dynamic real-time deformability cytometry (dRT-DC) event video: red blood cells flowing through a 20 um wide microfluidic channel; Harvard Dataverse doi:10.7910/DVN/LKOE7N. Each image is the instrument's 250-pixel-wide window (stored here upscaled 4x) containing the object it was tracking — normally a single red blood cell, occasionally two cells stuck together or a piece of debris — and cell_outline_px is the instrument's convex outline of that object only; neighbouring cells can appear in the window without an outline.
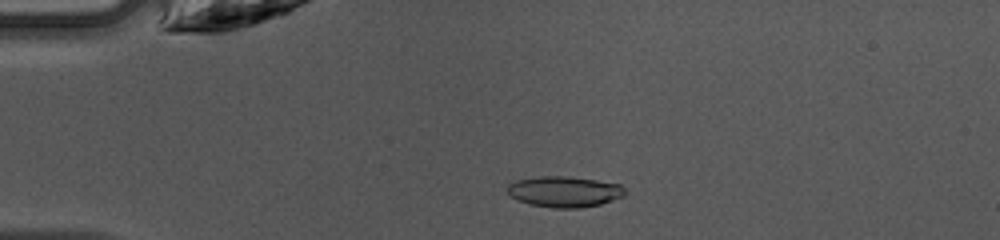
{"species": "common noctule bat (a hibernating species)", "species_latin": "Nyctalus noctula", "temperature_condition": "warm", "stored_images_in_passage": 48, "camera_frame_rate_fps": 3000, "um_per_image_px": 0.085, "animal": {"sex": "female", "body_mass_g": 10.0, "forearm_length_mm": 53.1}, "frame": {"image": 1, "passage_image": 11, "time_ms": 3.333, "image_size_px": [1000, 240], "cell_outline_px": [[624, 196], [600, 204], [580, 208], [552, 208], [528, 204], [512, 196], [508, 192], [508, 184], [516, 180], [536, 176], [568, 176], [596, 180], [620, 184], [624, 188]], "centroid_in_image_um": [47.97, 16.28], "position_along_channel_um": 37.0, "area_um2": 21.1}}
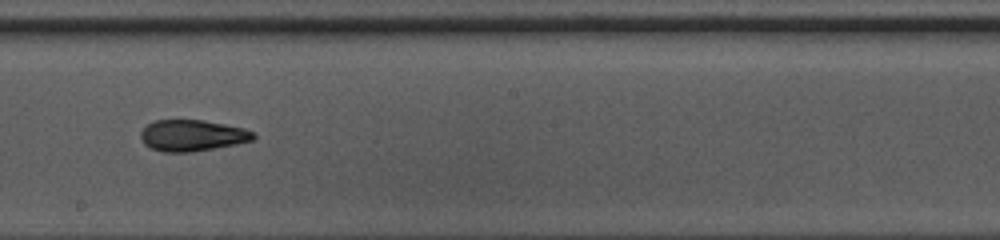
{"frame": {"image": 2, "passage_image": 27, "time_ms": 8.667, "image_size_px": [1000, 240], "cell_outline_px": [[256, 136], [252, 140], [236, 144], [192, 152], [164, 152], [152, 148], [144, 144], [140, 140], [140, 132], [148, 124], [156, 120], [204, 120], [244, 128], [256, 132]], "centroid_in_image_um": [16.34, 11.51], "position_along_channel_um": 231.9, "area_um2": 20.58}}
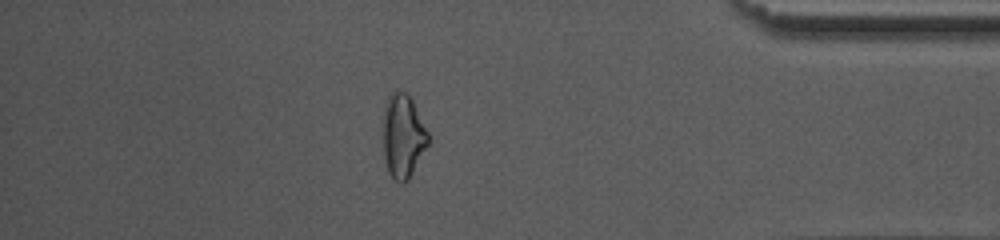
{"frame": {"image": 3, "passage_image": 41, "time_ms": 13.333, "image_size_px": [1000, 240], "cell_outline_px": [[428, 144], [408, 180], [400, 184], [388, 172], [384, 156], [384, 108], [388, 96], [396, 88], [408, 92], [428, 132]], "centroid_in_image_um": [34.25, 11.52], "position_along_channel_um": 401.0, "area_um2": 21.85}}